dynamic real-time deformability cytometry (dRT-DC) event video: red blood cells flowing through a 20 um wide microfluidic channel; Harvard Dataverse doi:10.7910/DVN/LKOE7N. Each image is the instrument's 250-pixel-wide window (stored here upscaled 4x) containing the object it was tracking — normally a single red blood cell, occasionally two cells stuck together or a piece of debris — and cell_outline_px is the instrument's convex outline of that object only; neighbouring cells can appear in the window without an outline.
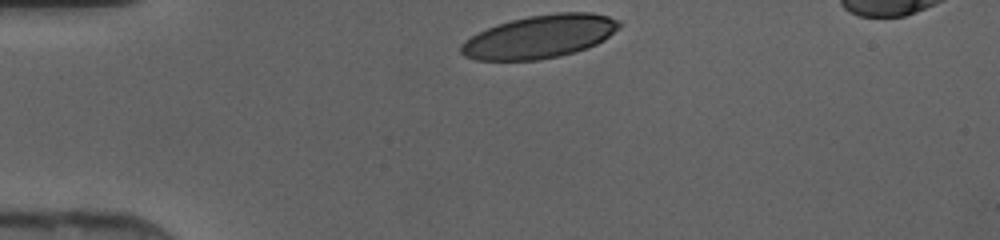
{"species": "human", "species_latin": "Homo sapiens", "temperature_condition": "cold", "stored_images_in_passage": 28, "camera_frame_rate_fps": 3000, "um_per_image_px": 0.085, "donor": {"sex": "female"}, "frame": {"image": 1, "passage_image": 1, "time_ms": 0.0, "image_size_px": [1000, 240], "cell_outline_px": [[620, 28], [604, 40], [588, 48], [560, 56], [536, 60], [476, 60], [464, 56], [460, 52], [460, 44], [464, 40], [496, 24], [528, 16], [556, 12], [592, 12], [608, 16], [620, 20]], "centroid_in_image_um": [45.9, 3.11], "position_along_channel_um": 39.1, "area_um2": 39.82}}
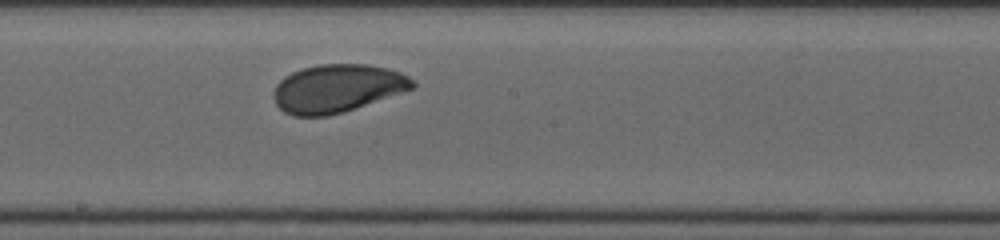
{"frame": {"image": 2, "passage_image": 16, "time_ms": 5.0, "image_size_px": [1000, 240], "cell_outline_px": [[416, 84], [412, 88], [404, 92], [344, 112], [328, 116], [292, 116], [284, 112], [276, 104], [272, 96], [272, 92], [276, 84], [284, 76], [292, 72], [304, 68], [320, 64], [368, 64], [388, 68], [400, 72], [408, 76]], "centroid_in_image_um": [28.64, 7.52], "position_along_channel_um": 219.6, "area_um2": 39.13}}
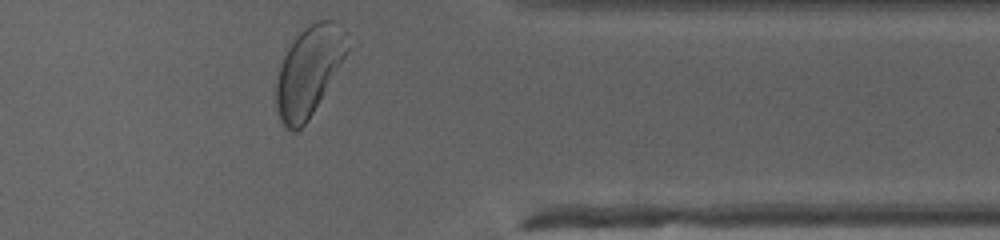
{"frame": {"image": 3, "passage_image": 28, "time_ms": 9.0, "image_size_px": [1000, 240], "cell_outline_px": [[360, 44], [308, 120], [296, 132], [288, 132], [280, 124], [276, 108], [276, 76], [280, 64], [292, 40], [308, 24], [316, 20], [332, 20], [340, 24]], "centroid_in_image_um": [26.43, 5.99], "position_along_channel_um": 385.0, "area_um2": 40.11}}